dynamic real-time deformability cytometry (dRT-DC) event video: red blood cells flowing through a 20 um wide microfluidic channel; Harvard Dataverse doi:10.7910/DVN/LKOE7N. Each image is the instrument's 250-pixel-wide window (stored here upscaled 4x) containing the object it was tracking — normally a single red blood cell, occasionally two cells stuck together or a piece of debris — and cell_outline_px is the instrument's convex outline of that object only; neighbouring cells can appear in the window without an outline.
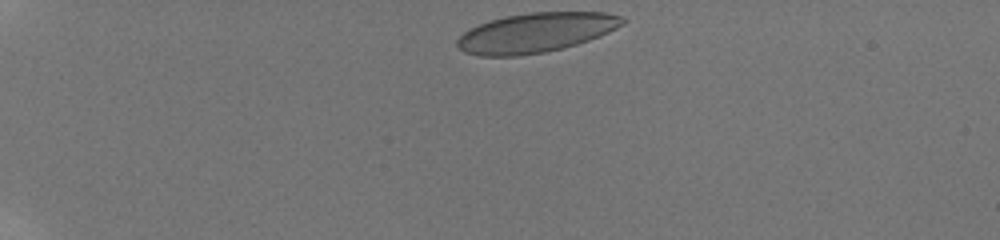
{"species": "human", "species_latin": "Homo sapiens", "temperature_condition": "room temperature", "stored_images_in_passage": 39, "camera_frame_rate_fps": 3000, "um_per_image_px": 0.085, "donor": {"sex": "male"}, "frame": {"image": 1, "passage_image": 1, "time_ms": 0.0, "image_size_px": [1000, 240], "cell_outline_px": [[628, 20], [624, 24], [608, 32], [588, 40], [576, 44], [544, 52], [516, 56], [480, 56], [464, 52], [456, 44], [456, 40], [468, 28], [504, 16], [528, 12], [604, 12], [620, 16]], "centroid_in_image_um": [45.53, 2.77], "position_along_channel_um": 39.5, "area_um2": 37.97}}
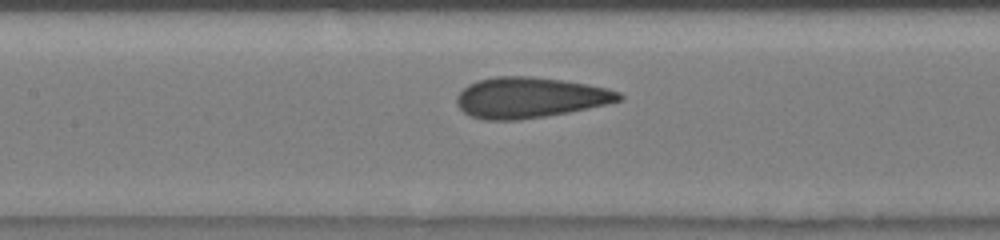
{"frame": {"image": 2, "passage_image": 16, "time_ms": 5.333, "image_size_px": [1000, 240], "cell_outline_px": [[624, 100], [568, 112], [520, 120], [484, 120], [472, 116], [464, 112], [456, 104], [456, 96], [468, 84], [476, 80], [496, 76], [532, 76], [588, 84], [608, 88], [620, 92], [624, 96]], "centroid_in_image_um": [45.03, 8.29], "position_along_channel_um": 162.4, "area_um2": 38.49}}
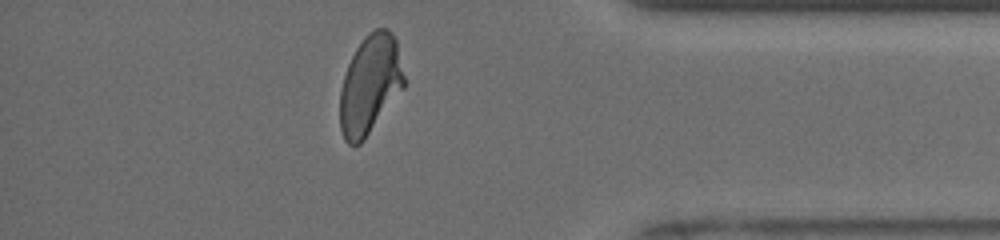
{"frame": {"image": 3, "passage_image": 34, "time_ms": 12.0, "image_size_px": [1000, 240], "cell_outline_px": [[404, 88], [364, 140], [360, 144], [348, 144], [344, 140], [340, 128], [340, 92], [344, 76], [348, 64], [356, 48], [364, 36], [368, 32], [376, 28], [388, 28], [392, 32], [396, 40], [404, 76]], "centroid_in_image_um": [31.45, 7.19], "position_along_channel_um": 403.8, "area_um2": 36.99}, "authors_computed_cell_mechanics": {"area_um2": 38.148, "velocity_mm_per_s": 3.8738, "shape_relaxation_time_tau1_ms": 8.8572, "shape_relaxation_time_tau2_ms": 0.731, "deformation_change_tau1": 0.204, "deformation_change_tau2": 0.0525}}